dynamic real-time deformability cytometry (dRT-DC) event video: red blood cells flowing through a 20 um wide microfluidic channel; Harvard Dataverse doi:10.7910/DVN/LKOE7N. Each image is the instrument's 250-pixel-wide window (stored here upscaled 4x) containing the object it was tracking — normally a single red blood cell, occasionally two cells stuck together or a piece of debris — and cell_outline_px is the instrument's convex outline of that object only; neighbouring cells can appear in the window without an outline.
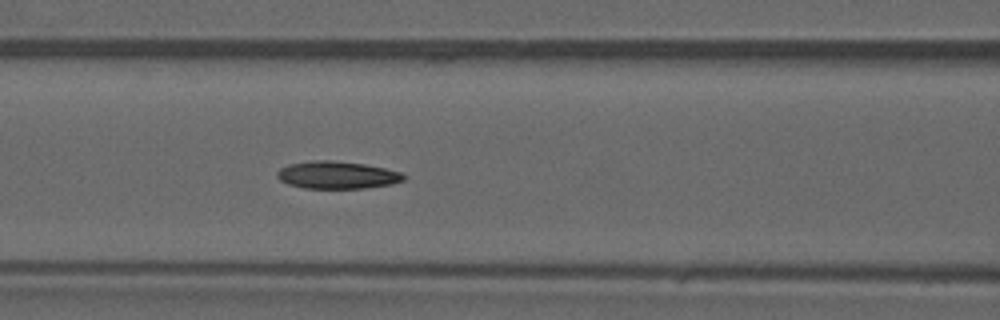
{"species": "common noctule bat (a hibernating species)", "species_latin": "Nyctalus noctula", "temperature_condition": "warm", "stored_images_in_passage": 46, "camera_frame_rate_fps": 3000, "um_per_image_px": 0.085, "animal": {"sex": "male", "forearm_length_mm": 52.5}, "frame": {"image": 1, "passage_image": 20, "time_ms": 6.333, "image_size_px": [1000, 320], "cell_outline_px": [[408, 176], [404, 180], [392, 184], [364, 188], [304, 188], [288, 184], [280, 180], [276, 176], [276, 172], [280, 168], [288, 164], [312, 160], [332, 160], [364, 164], [384, 168], [400, 172]], "centroid_in_image_um": [28.64, 14.87], "position_along_channel_um": 138.0, "area_um2": 20.35}}